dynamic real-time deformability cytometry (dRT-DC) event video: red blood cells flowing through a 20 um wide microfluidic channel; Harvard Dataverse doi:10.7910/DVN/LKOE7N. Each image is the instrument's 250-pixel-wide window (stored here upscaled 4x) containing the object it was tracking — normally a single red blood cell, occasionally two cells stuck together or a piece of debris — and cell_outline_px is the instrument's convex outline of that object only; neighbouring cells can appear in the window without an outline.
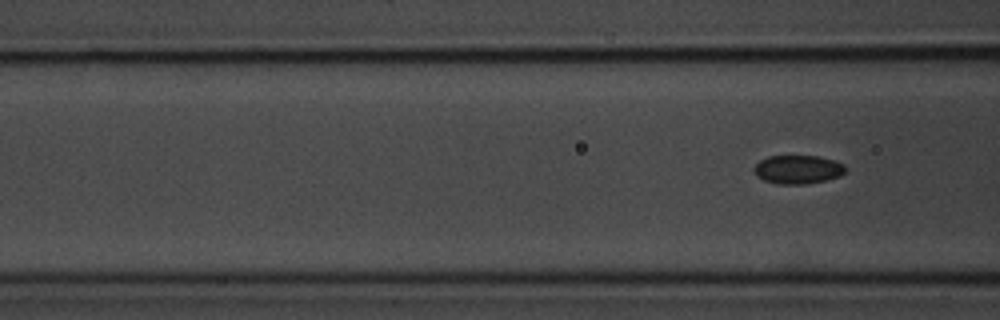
{"species": "common noctule bat (a hibernating species)", "species_latin": "Nyctalus noctula", "temperature_condition": "room temperature", "stored_images_in_passage": 7, "camera_frame_rate_fps": 3000, "um_per_image_px": 0.085, "animal": {"sex": "male", "body_mass_g": 20.1, "forearm_length_mm": 53.5}, "frame": {"image": 1, "passage_image": 7, "time_ms": 8.333, "image_size_px": [1000, 320], "cell_outline_px": [[848, 168], [840, 176], [824, 180], [804, 184], [776, 184], [764, 180], [756, 176], [752, 172], [752, 168], [760, 160], [768, 156], [816, 156], [832, 160], [844, 164]], "centroid_in_image_um": [67.78, 14.41], "position_along_channel_um": 98.8, "area_um2": 15.32}}